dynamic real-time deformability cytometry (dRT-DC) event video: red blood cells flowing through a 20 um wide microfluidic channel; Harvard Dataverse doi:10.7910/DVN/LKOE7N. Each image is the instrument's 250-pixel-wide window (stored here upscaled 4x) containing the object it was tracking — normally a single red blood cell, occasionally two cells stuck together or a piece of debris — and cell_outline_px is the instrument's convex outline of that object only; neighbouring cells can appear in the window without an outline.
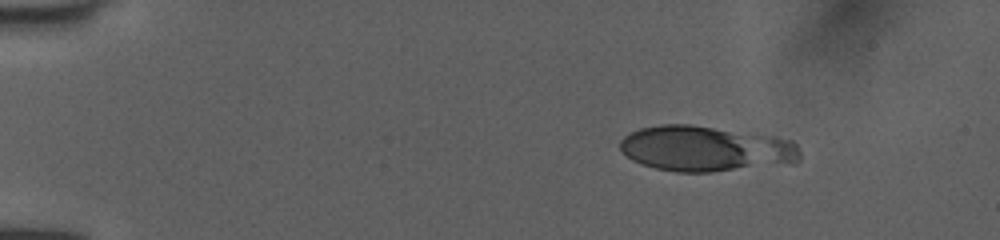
{"species": "human", "species_latin": "Homo sapiens", "temperature_condition": "room temperature", "stored_images_in_passage": 7, "camera_frame_rate_fps": 3000, "um_per_image_px": 0.085, "donor": {"sex": "female"}, "frame": {"image": 1, "passage_image": 6, "time_ms": 1.667, "image_size_px": [1000, 240], "cell_outline_px": [[800, 160], [796, 164], [712, 172], [676, 172], [656, 168], [640, 164], [632, 160], [620, 148], [620, 140], [624, 136], [640, 128], [660, 124], [688, 124], [776, 136], [792, 140], [796, 144], [800, 152]], "centroid_in_image_um": [60.05, 12.65], "position_along_channel_um": 25.0, "area_um2": 48.32}}